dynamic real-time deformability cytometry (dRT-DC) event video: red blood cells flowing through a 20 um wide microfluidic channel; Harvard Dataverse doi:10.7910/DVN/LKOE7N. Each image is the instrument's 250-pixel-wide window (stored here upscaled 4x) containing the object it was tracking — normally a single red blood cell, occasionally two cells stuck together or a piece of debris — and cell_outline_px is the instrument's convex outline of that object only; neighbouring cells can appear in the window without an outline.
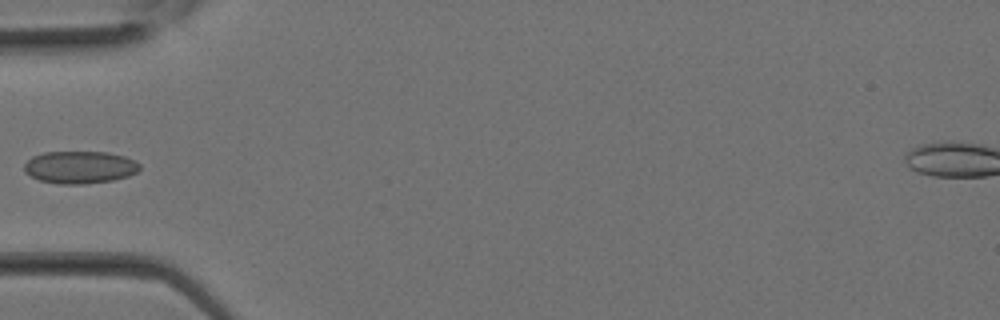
{"species": "Egyptian fruit bat (a non-hibernating species)", "species_latin": "Rousettus aegyptiacus", "temperature_condition": "room temperature", "stored_images_in_passage": 20, "camera_frame_rate_fps": 3000, "um_per_image_px": 0.085, "animal": {"sex": "female"}, "frame": {"image": 1, "passage_image": 10, "time_ms": 3.0, "image_size_px": [1000, 320], "cell_outline_px": [[140, 168], [136, 172], [128, 176], [112, 180], [84, 184], [60, 184], [40, 180], [24, 172], [24, 164], [32, 156], [44, 152], [108, 152], [124, 156], [136, 160], [140, 164]], "centroid_in_image_um": [6.79, 14.21], "position_along_channel_um": 78.2, "area_um2": 21.85}}
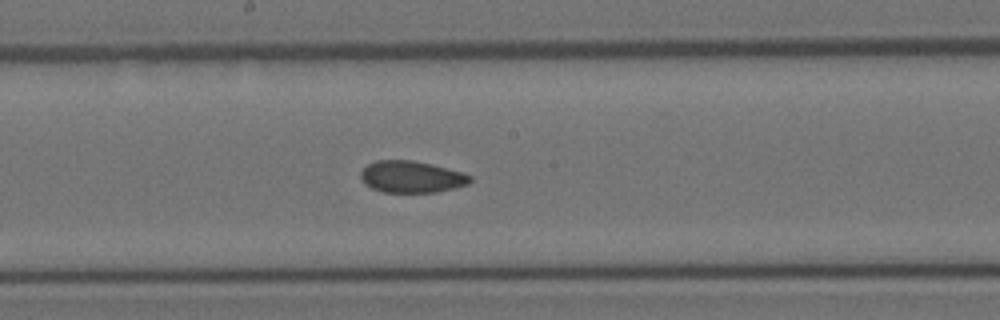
{"frame": {"image": 2, "passage_image": 16, "time_ms": 5.0, "image_size_px": [1000, 320], "cell_outline_px": [[472, 180], [468, 184], [436, 192], [384, 192], [372, 188], [364, 184], [360, 176], [360, 172], [368, 164], [376, 160], [412, 160], [432, 164], [460, 172], [472, 176]], "centroid_in_image_um": [34.95, 15.02], "position_along_channel_um": 213.3, "area_um2": 20.11}}
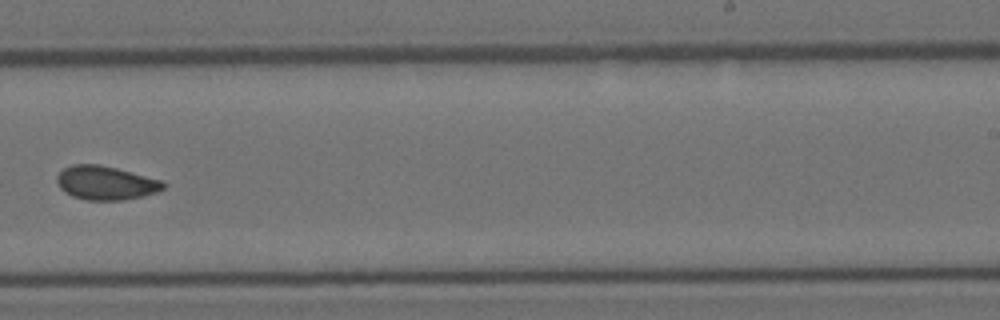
{"frame": {"image": 3, "passage_image": 19, "time_ms": 6.0, "image_size_px": [1000, 320], "cell_outline_px": [[168, 184], [164, 188], [156, 192], [144, 196], [124, 200], [88, 200], [72, 196], [64, 192], [60, 188], [56, 180], [56, 176], [64, 168], [72, 164], [100, 164], [116, 168], [160, 180]], "centroid_in_image_um": [8.97, 15.55], "position_along_channel_um": 280.0, "area_um2": 20.98}}